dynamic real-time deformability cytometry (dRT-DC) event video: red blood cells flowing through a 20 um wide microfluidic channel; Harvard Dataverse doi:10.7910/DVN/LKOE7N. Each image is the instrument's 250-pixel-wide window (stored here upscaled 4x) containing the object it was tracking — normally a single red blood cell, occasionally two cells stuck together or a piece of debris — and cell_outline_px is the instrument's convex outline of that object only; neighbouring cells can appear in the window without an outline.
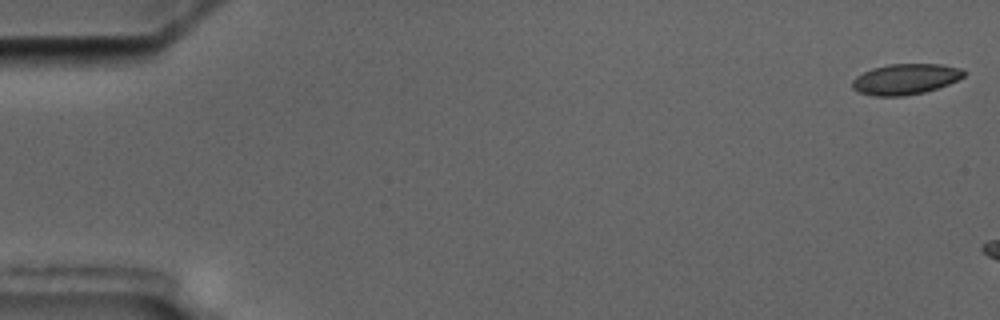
{"species": "common noctule bat (a hibernating species)", "species_latin": "Nyctalus noctula", "temperature_condition": "cold", "stored_images_in_passage": 4, "camera_frame_rate_fps": 3000, "um_per_image_px": 0.085, "animal": {"sex": "male", "body_mass_g": 17.5, "forearm_length_mm": 52.3}, "frame": {"image": 1, "passage_image": 1, "time_ms": 0.0, "image_size_px": [1000, 320], "cell_outline_px": [[968, 72], [964, 76], [948, 84], [924, 92], [904, 96], [876, 96], [860, 92], [852, 88], [852, 80], [856, 76], [872, 68], [888, 64], [940, 64], [960, 68]], "centroid_in_image_um": [76.96, 6.72], "position_along_channel_um": 8.0, "area_um2": 19.88}}